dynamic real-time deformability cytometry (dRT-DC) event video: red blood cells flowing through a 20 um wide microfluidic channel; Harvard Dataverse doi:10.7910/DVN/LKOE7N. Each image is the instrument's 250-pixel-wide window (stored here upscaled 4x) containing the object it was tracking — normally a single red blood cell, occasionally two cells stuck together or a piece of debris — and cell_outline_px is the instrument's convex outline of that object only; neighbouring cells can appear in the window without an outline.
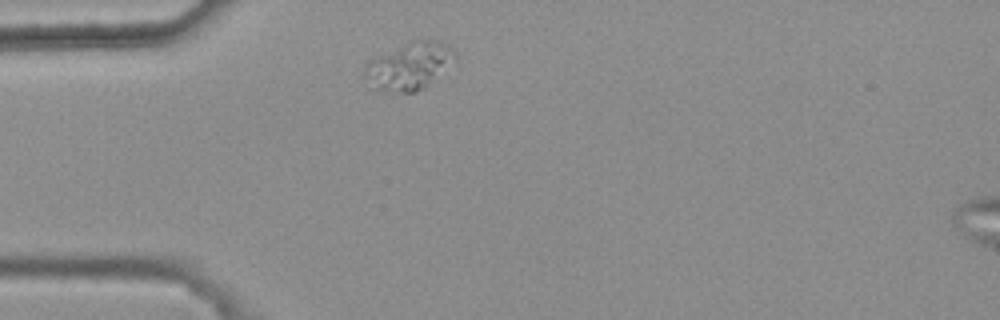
{"species": "common noctule bat (a hibernating species)", "species_latin": "Nyctalus noctula", "temperature_condition": "warm", "stored_images_in_passage": 2, "camera_frame_rate_fps": 3000, "um_per_image_px": 0.085, "animal": {"sex": "female", "body_mass_g": 25.1}, "frame": {"image": 1, "passage_image": 1, "time_ms": 0.0, "image_size_px": [1000, 320], "cell_outline_px": [[456, 64], [424, 88], [416, 92], [404, 92], [380, 88], [364, 76], [364, 68], [372, 60], [412, 40], [440, 40], [448, 44], [452, 48], [456, 56]], "centroid_in_image_um": [34.95, 5.58], "position_along_channel_um": 50.0, "area_um2": 24.33}}